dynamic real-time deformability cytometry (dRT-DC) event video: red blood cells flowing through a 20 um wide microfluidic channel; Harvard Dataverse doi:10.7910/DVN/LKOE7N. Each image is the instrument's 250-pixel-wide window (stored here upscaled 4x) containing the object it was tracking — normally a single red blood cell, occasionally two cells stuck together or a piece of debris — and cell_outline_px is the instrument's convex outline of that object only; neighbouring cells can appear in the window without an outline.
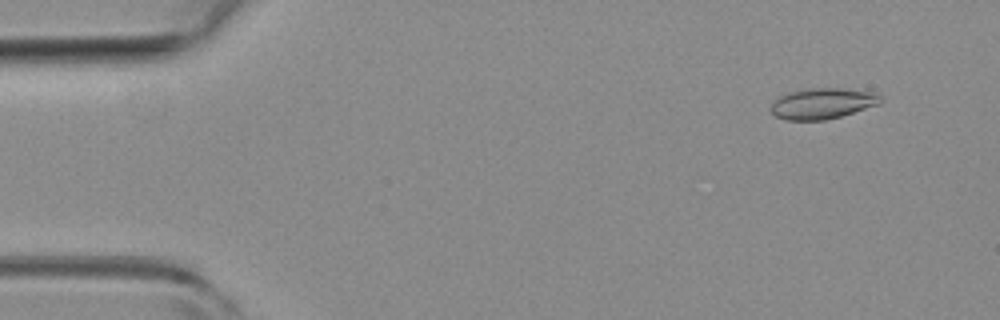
{"species": "common noctule bat (a hibernating species)", "species_latin": "Nyctalus noctula", "temperature_condition": "room temperature", "stored_images_in_passage": 51, "camera_frame_rate_fps": 3000, "um_per_image_px": 0.085, "animal": {"sex": "female", "body_mass_g": 19.3, "forearm_length_mm": 54.1}, "frame": {"image": 1, "passage_image": 4, "time_ms": 1.0, "image_size_px": [1000, 320], "cell_outline_px": [[880, 104], [840, 116], [824, 120], [788, 120], [776, 116], [772, 112], [772, 104], [780, 96], [788, 92], [808, 88], [840, 88], [872, 92], [880, 96]], "centroid_in_image_um": [69.9, 8.79], "position_along_channel_um": 15.1, "area_um2": 19.36}}
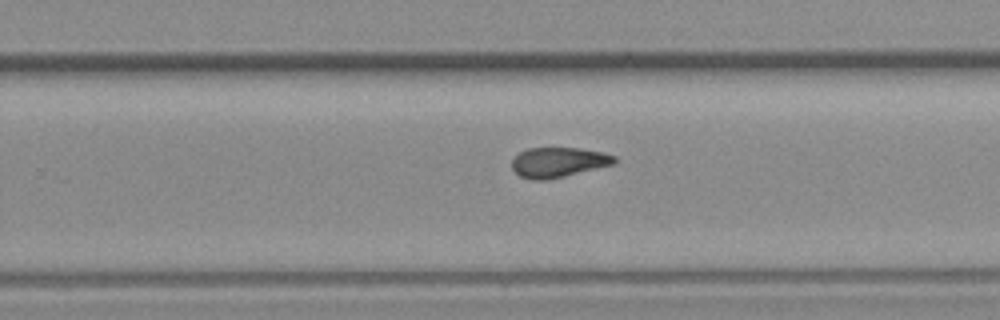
{"frame": {"image": 2, "passage_image": 32, "time_ms": 10.333, "image_size_px": [1000, 320], "cell_outline_px": [[616, 164], [548, 180], [532, 180], [520, 176], [512, 168], [512, 160], [520, 152], [528, 148], [580, 148], [604, 152], [616, 156]], "centroid_in_image_um": [47.5, 13.79], "position_along_channel_um": 282.3, "area_um2": 18.03}}
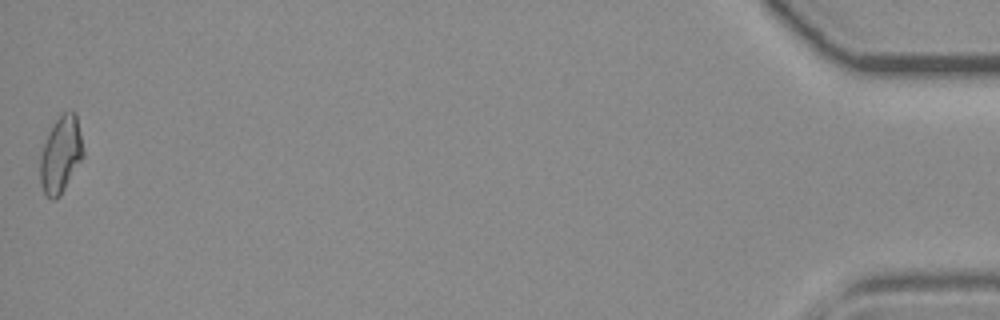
{"frame": {"image": 3, "passage_image": 51, "time_ms": 16.667, "image_size_px": [1000, 320], "cell_outline_px": [[84, 156], [60, 196], [56, 200], [52, 200], [44, 192], [40, 184], [40, 152], [48, 132], [56, 120], [64, 112], [76, 112], [84, 152]], "centroid_in_image_um": [5.16, 13.16], "position_along_channel_um": 430.0, "area_um2": 19.25}, "authors_computed_cell_mechanics": {"area_um2": 18.496, "velocity_mm_per_s": 3.9725, "shape_relaxation_time_tau1_ms": null, "shape_relaxation_time_tau2_ms": 3.5565, "deformation_change_tau1": null, "deformation_change_tau2": 0.0814}}